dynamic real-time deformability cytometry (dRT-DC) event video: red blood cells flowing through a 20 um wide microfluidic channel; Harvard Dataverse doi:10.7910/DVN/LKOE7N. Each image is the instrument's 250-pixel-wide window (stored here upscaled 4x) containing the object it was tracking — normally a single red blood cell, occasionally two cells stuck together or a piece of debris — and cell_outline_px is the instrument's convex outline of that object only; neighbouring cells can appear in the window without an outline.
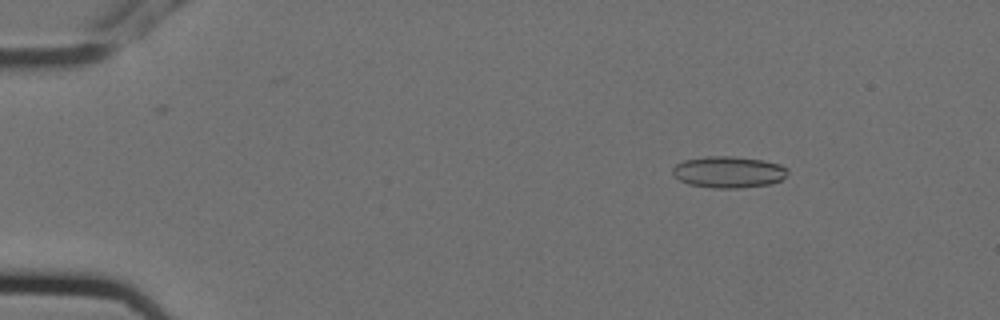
{"species": "Egyptian fruit bat (a non-hibernating species)", "species_latin": "Rousettus aegyptiacus", "temperature_condition": "cold", "stored_images_in_passage": 4, "camera_frame_rate_fps": 3000, "um_per_image_px": 0.085, "animal": {"sex": "female"}, "frame": {"image": 1, "passage_image": 1, "time_ms": 0.0, "image_size_px": [1000, 320], "cell_outline_px": [[788, 172], [780, 180], [768, 184], [740, 188], [712, 188], [688, 184], [680, 180], [672, 172], [672, 168], [676, 164], [684, 160], [704, 156], [732, 156], [764, 160], [780, 164], [788, 168]], "centroid_in_image_um": [61.91, 14.61], "position_along_channel_um": 23.1, "area_um2": 21.15}}
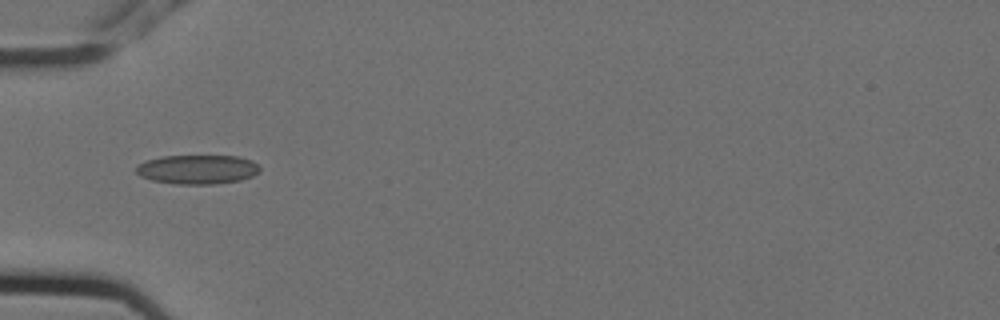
{"frame": {"image": 2, "passage_image": 4, "time_ms": 1.0, "image_size_px": [1000, 320], "cell_outline_px": [[260, 172], [252, 176], [240, 180], [216, 184], [176, 184], [152, 180], [140, 176], [136, 172], [136, 168], [144, 160], [160, 156], [236, 156], [252, 160], [260, 168]], "centroid_in_image_um": [16.78, 14.4], "position_along_channel_um": 68.2, "area_um2": 21.1}}